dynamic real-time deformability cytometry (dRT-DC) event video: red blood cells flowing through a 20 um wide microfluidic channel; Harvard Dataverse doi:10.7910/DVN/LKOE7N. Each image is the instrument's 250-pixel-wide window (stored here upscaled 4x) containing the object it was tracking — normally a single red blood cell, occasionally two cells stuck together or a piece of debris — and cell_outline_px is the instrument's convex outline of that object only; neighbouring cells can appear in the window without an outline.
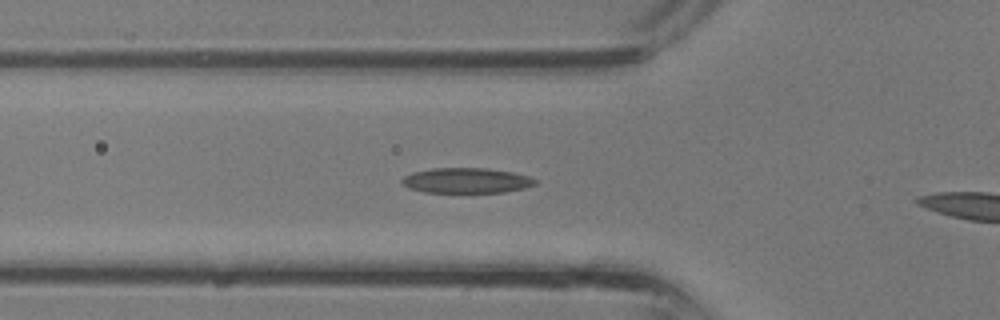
{"species": "common noctule bat (a hibernating species)", "species_latin": "Nyctalus noctula", "temperature_condition": "room temperature", "stored_images_in_passage": 25, "camera_frame_rate_fps": 3000, "um_per_image_px": 0.085, "animal": {"sex": "male", "body_mass_g": 13.3}, "frame": {"image": 1, "passage_image": 6, "time_ms": 1.667, "image_size_px": [1000, 320], "cell_outline_px": [[536, 184], [524, 188], [504, 192], [424, 192], [408, 188], [400, 180], [404, 176], [412, 172], [432, 168], [488, 168], [512, 172], [528, 176], [536, 180]], "centroid_in_image_um": [39.62, 15.34], "position_along_channel_um": 86.2, "area_um2": 19.54}}
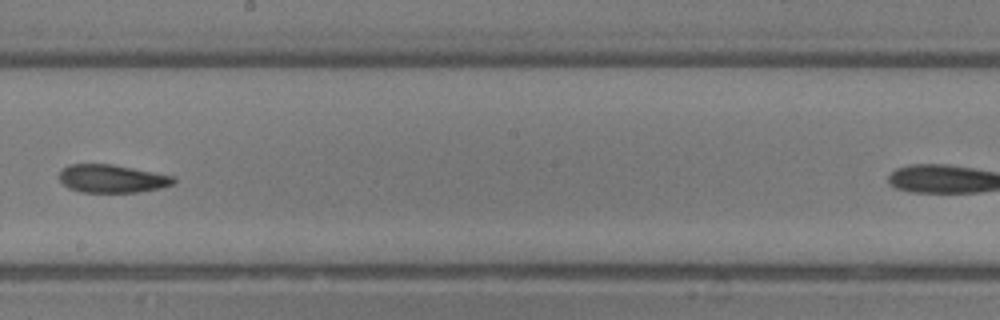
{"frame": {"image": 2, "passage_image": 14, "time_ms": 4.333, "image_size_px": [1000, 320], "cell_outline_px": [[176, 180], [172, 184], [160, 188], [140, 192], [80, 192], [68, 188], [60, 180], [60, 172], [68, 164], [112, 164], [172, 176]], "centroid_in_image_um": [9.49, 15.19], "position_along_channel_um": 238.7, "area_um2": 18.5}}
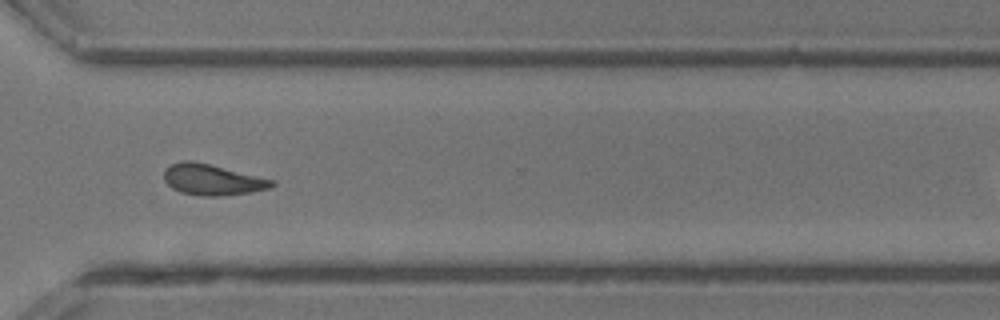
{"frame": {"image": 3, "passage_image": 20, "time_ms": 6.333, "image_size_px": [1000, 320], "cell_outline_px": [[276, 184], [268, 188], [252, 192], [220, 196], [200, 196], [180, 192], [172, 188], [164, 180], [164, 168], [172, 164], [184, 160], [192, 160], [276, 180]], "centroid_in_image_um": [18.04, 15.27], "position_along_channel_um": 352.6, "area_um2": 19.48}}